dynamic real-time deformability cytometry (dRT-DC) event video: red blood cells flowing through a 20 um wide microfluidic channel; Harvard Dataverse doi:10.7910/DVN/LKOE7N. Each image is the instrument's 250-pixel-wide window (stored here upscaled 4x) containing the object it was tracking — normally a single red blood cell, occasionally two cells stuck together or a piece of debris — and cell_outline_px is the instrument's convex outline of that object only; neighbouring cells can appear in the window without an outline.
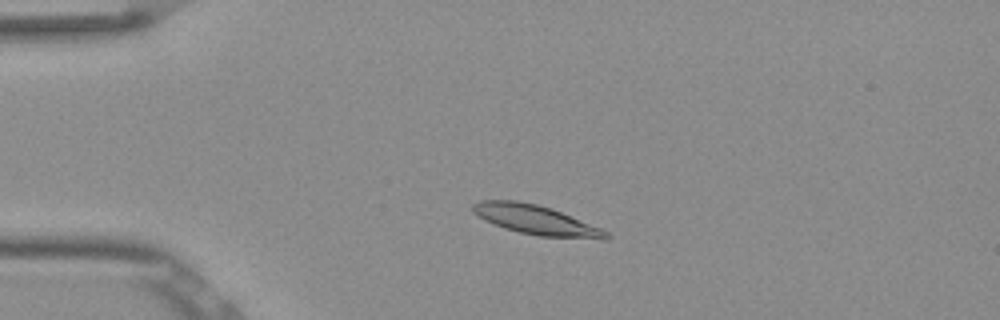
{"species": "Egyptian fruit bat (a non-hibernating species)", "species_latin": "Rousettus aegyptiacus", "temperature_condition": "room temperature", "stored_images_in_passage": 51, "camera_frame_rate_fps": 3000, "um_per_image_px": 0.085, "frame": {"image": 1, "passage_image": 10, "time_ms": 3.0, "image_size_px": [1000, 320], "cell_outline_px": [[612, 236], [608, 240], [604, 240], [540, 236], [520, 232], [504, 228], [472, 212], [472, 204], [480, 200], [516, 200], [536, 204], [552, 208], [600, 228], [608, 232]], "centroid_in_image_um": [45.62, 18.7], "position_along_channel_um": 39.4, "area_um2": 22.77}}
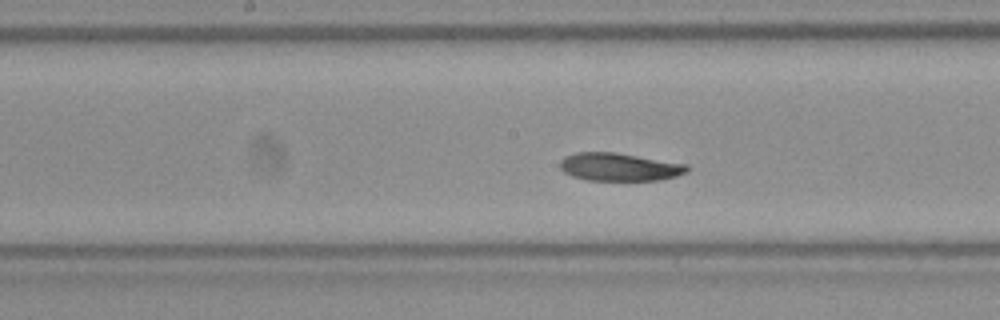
{"frame": {"image": 2, "passage_image": 25, "time_ms": 8.0, "image_size_px": [1000, 320], "cell_outline_px": [[688, 172], [676, 176], [660, 180], [588, 180], [572, 176], [564, 172], [560, 168], [560, 160], [564, 156], [576, 152], [616, 152], [688, 164]], "centroid_in_image_um": [52.64, 14.18], "position_along_channel_um": 195.6, "area_um2": 20.81}}
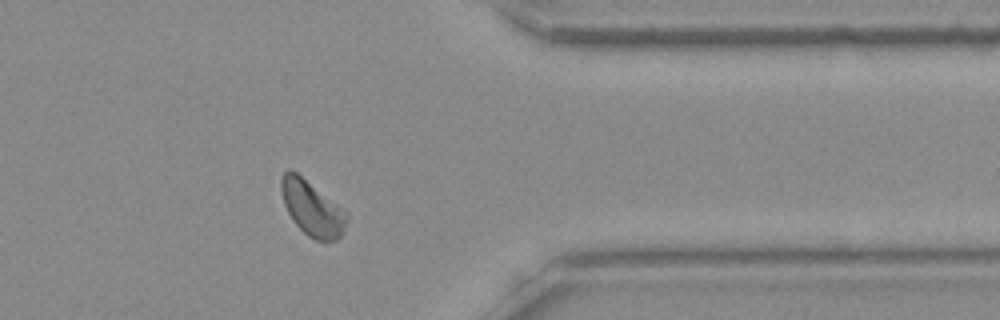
{"frame": {"image": 3, "passage_image": 41, "time_ms": 13.333, "image_size_px": [1000, 320], "cell_outline_px": [[348, 220], [340, 236], [336, 240], [324, 244], [308, 236], [292, 220], [284, 204], [280, 188], [280, 176], [288, 168], [296, 172], [344, 208], [348, 212]], "centroid_in_image_um": [26.54, 17.71], "position_along_channel_um": 384.9, "area_um2": 21.33}, "authors_computed_cell_mechanics": {"area_um2": 21.3282, "velocity_mm_per_s": 3.7838, "shape_relaxation_time_tau1_ms": 5.3418, "shape_relaxation_time_tau2_ms": 5.2783, "deformation_change_tau1": 0.1658, "deformation_change_tau2": 0.114}}